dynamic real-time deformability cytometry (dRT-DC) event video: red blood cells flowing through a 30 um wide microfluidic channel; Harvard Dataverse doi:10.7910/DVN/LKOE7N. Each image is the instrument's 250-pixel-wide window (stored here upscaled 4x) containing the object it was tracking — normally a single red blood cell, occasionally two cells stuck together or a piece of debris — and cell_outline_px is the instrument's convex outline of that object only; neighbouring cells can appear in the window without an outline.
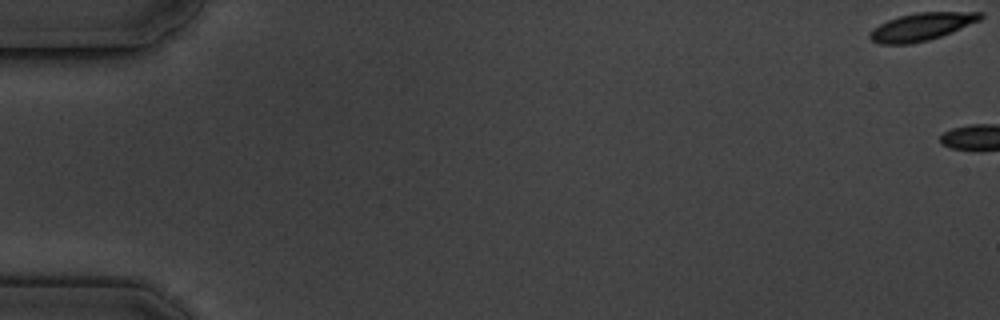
{"species": "common noctule bat (a hibernating species)", "species_latin": "Nyctalus noctula", "temperature_condition": "cold", "stored_images_in_passage": 6, "camera_frame_rate_fps": 3000, "um_per_image_px": 0.085, "animal": {"sex": "male", "body_mass_g": 19.5, "forearm_length_mm": 54.6}, "frame": {"image": 1, "passage_image": 1, "time_ms": 0.0, "image_size_px": [1000, 320], "cell_outline_px": [[984, 16], [980, 20], [940, 36], [928, 40], [912, 44], [880, 44], [872, 40], [868, 36], [868, 32], [872, 28], [888, 20], [900, 16], [916, 12], [984, 12]], "centroid_in_image_um": [78.29, 2.27], "position_along_channel_um": 6.7, "area_um2": 17.74}}